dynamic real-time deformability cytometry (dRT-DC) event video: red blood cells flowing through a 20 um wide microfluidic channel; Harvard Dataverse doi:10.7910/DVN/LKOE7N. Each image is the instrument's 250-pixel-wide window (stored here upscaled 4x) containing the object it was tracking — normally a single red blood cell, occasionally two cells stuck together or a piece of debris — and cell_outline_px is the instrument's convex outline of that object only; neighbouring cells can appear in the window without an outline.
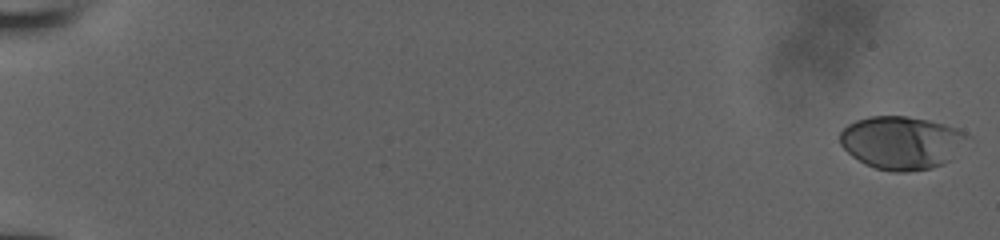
{"species": "human", "species_latin": "Homo sapiens", "temperature_condition": "room temperature", "stored_images_in_passage": 54, "camera_frame_rate_fps": 3000, "um_per_image_px": 0.085, "donor": {"sex": "male"}, "frame": {"image": 1, "passage_image": 1, "time_ms": 0.0, "image_size_px": [1000, 240], "cell_outline_px": [[968, 136], [948, 160], [944, 164], [932, 168], [904, 172], [892, 172], [876, 168], [864, 164], [852, 156], [840, 144], [840, 132], [848, 124], [856, 120], [868, 116], [904, 116], [928, 120], [944, 124], [956, 128], [964, 132]], "centroid_in_image_um": [76.57, 12.12], "position_along_channel_um": 8.4, "area_um2": 38.96}}
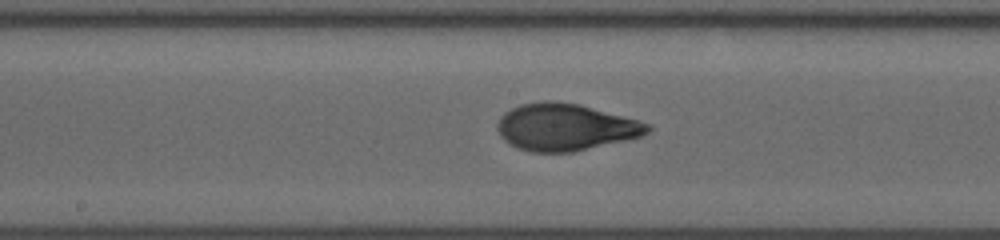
{"frame": {"image": 2, "passage_image": 31, "time_ms": 10.0, "image_size_px": [1000, 240], "cell_outline_px": [[652, 128], [644, 136], [572, 152], [532, 152], [508, 144], [500, 136], [496, 128], [496, 124], [500, 116], [504, 112], [520, 104], [544, 100], [552, 100], [580, 104], [652, 124]], "centroid_in_image_um": [48.04, 10.8], "position_along_channel_um": 200.2, "area_um2": 41.38}}
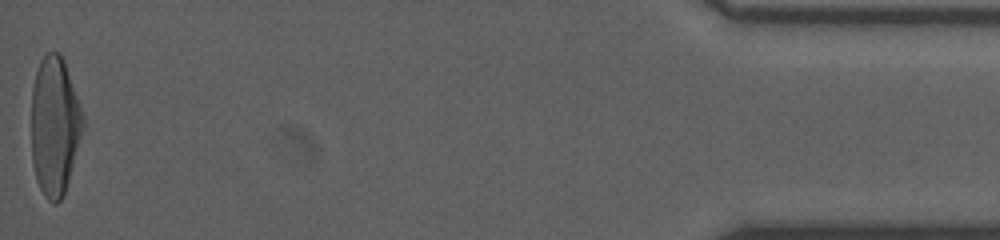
{"frame": {"image": 3, "passage_image": 54, "time_ms": 17.667, "image_size_px": [1000, 240], "cell_outline_px": [[84, 124], [68, 180], [64, 192], [60, 200], [56, 204], [52, 204], [44, 196], [36, 180], [32, 164], [32, 88], [36, 72], [40, 60], [48, 52], [60, 52], [64, 60], [84, 116]], "centroid_in_image_um": [4.63, 10.7], "position_along_channel_um": 430.6, "area_um2": 41.44}}